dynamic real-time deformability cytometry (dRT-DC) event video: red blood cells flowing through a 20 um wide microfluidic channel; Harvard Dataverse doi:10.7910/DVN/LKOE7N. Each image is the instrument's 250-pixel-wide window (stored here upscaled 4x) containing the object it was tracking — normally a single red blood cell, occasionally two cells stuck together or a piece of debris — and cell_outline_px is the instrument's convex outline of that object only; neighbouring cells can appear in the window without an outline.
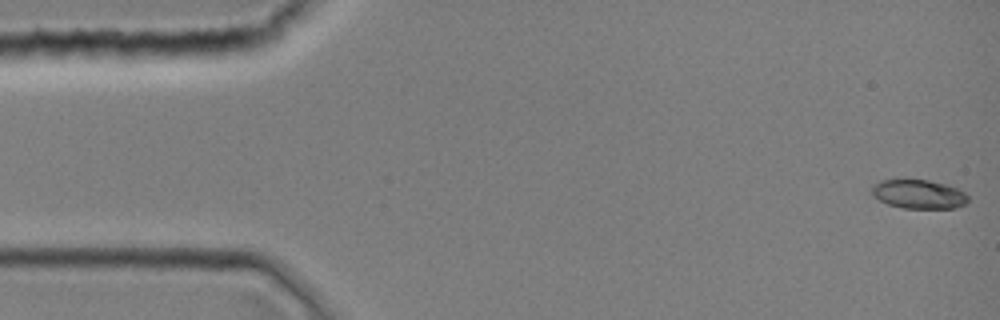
{"species": "common noctule bat (a hibernating species)", "species_latin": "Nyctalus noctula", "temperature_condition": "room temperature", "stored_images_in_passage": 1, "camera_frame_rate_fps": 3000, "um_per_image_px": 0.085, "animal": {"sex": "female", "body_mass_g": 19.0, "forearm_length_mm": 51.5}, "frame": {"image": 1, "passage_image": 1, "time_ms": 0.0, "image_size_px": [1000, 320], "cell_outline_px": [[968, 200], [964, 204], [956, 208], [904, 208], [888, 204], [880, 200], [872, 192], [872, 184], [880, 180], [896, 176], [928, 180], [944, 184], [956, 188], [964, 192], [968, 196]], "centroid_in_image_um": [78.03, 16.45], "position_along_channel_um": 7.0, "area_um2": 16.7}}